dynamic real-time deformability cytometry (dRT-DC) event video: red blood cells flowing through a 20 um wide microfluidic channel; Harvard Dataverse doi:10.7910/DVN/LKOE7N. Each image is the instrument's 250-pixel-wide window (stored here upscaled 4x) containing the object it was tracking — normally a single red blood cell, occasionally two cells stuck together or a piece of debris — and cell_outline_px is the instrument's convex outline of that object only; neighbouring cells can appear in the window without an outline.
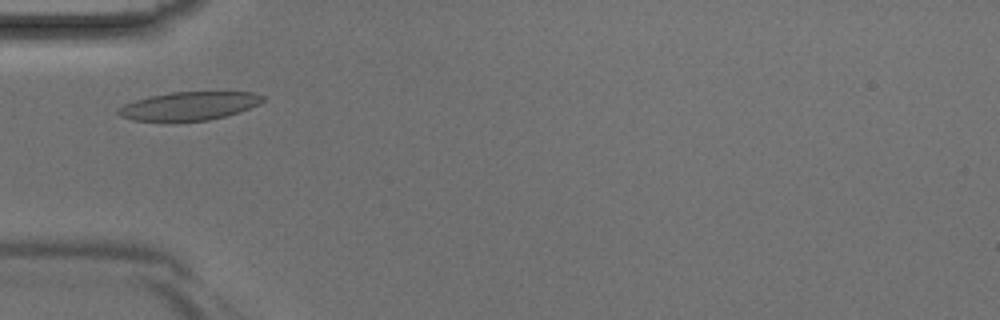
{"species": "Egyptian fruit bat (a non-hibernating species)", "species_latin": "Rousettus aegyptiacus", "temperature_condition": "room temperature", "stored_images_in_passage": 37, "camera_frame_rate_fps": 3000, "um_per_image_px": 0.085, "animal": {"sex": "male"}, "frame": {"image": 1, "passage_image": 7, "time_ms": 2.0, "image_size_px": [1000, 320], "cell_outline_px": [[264, 100], [248, 108], [224, 116], [208, 120], [132, 120], [120, 116], [116, 112], [116, 108], [124, 104], [136, 100], [152, 96], [172, 92], [252, 92], [264, 96]], "centroid_in_image_um": [16.03, 8.99], "position_along_channel_um": 69.0, "area_um2": 23.29}}
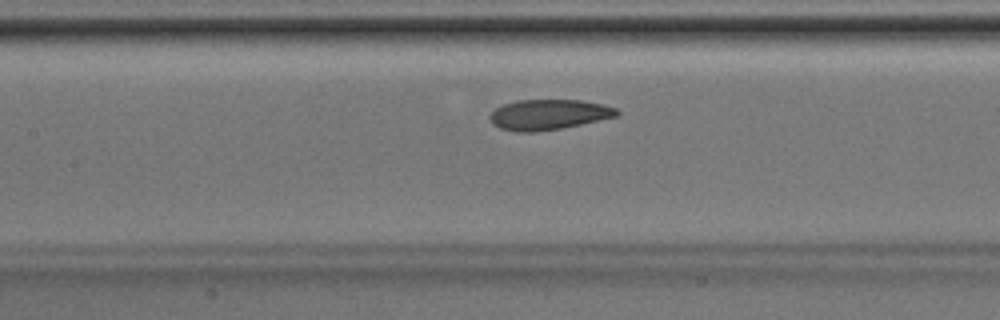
{"frame": {"image": 2, "passage_image": 13, "time_ms": 4.0, "image_size_px": [1000, 320], "cell_outline_px": [[620, 112], [616, 116], [580, 124], [560, 128], [536, 132], [516, 132], [500, 128], [492, 124], [488, 116], [496, 108], [504, 104], [516, 100], [580, 100], [604, 104], [616, 108]], "centroid_in_image_um": [46.6, 9.73], "position_along_channel_um": 160.8, "area_um2": 22.37}}
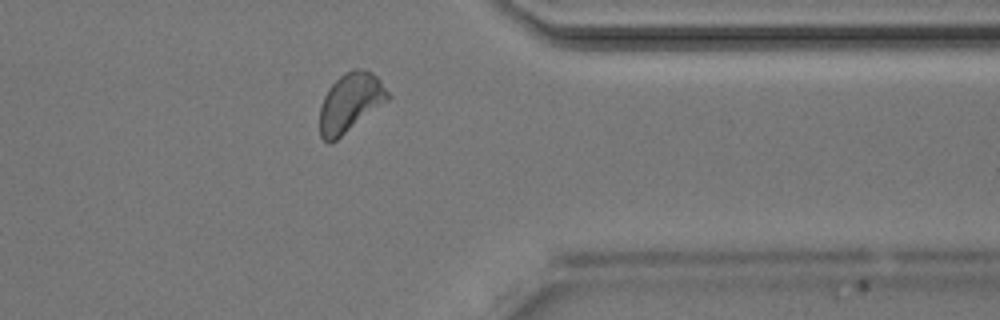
{"frame": {"image": 3, "passage_image": 28, "time_ms": 9.0, "image_size_px": [1000, 320], "cell_outline_px": [[392, 96], [388, 100], [336, 140], [328, 144], [320, 136], [320, 104], [328, 88], [344, 72], [352, 68], [364, 68], [372, 72], [380, 80]], "centroid_in_image_um": [29.77, 8.69], "position_along_channel_um": 381.6, "area_um2": 23.41}}